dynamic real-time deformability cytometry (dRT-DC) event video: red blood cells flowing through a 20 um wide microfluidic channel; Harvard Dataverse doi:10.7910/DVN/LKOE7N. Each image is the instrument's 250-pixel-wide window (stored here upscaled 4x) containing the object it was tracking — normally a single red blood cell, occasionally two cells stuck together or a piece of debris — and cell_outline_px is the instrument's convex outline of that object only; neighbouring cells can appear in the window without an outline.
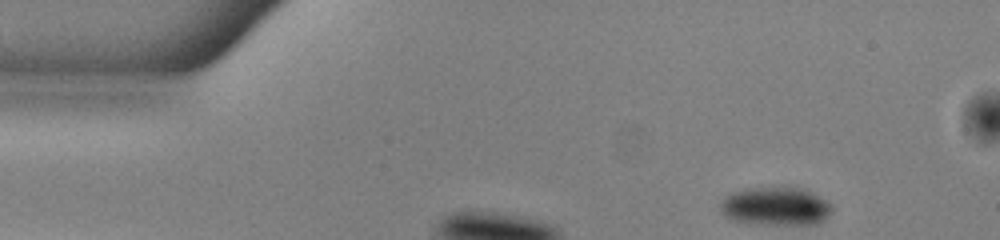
{"species": "common noctule bat (a hibernating species)", "species_latin": "Nyctalus noctula", "temperature_condition": "warm", "stored_images_in_passage": 47, "camera_frame_rate_fps": 3000, "um_per_image_px": 0.085, "animal": {"sex": "male", "body_mass_g": 13.0, "forearm_length_mm": 53.1}, "frame": {"image": 1, "passage_image": 1, "time_ms": 0.0, "image_size_px": [1000, 240], "cell_outline_px": [[832, 212], [820, 224], [764, 224], [732, 220], [724, 216], [720, 212], [720, 204], [724, 196], [728, 192], [744, 188], [772, 184], [796, 184], [808, 188], [828, 200], [832, 204]], "centroid_in_image_um": [65.96, 17.44], "position_along_channel_um": 19.0, "area_um2": 26.76}}
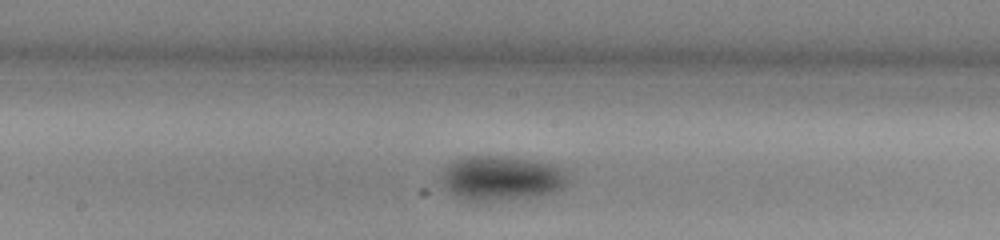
{"frame": {"image": 2, "passage_image": 22, "time_ms": 7.0, "image_size_px": [1000, 240], "cell_outline_px": [[568, 180], [560, 188], [552, 192], [540, 196], [488, 200], [464, 200], [456, 196], [444, 184], [444, 168], [448, 164], [464, 156], [508, 156], [548, 164], [560, 168]], "centroid_in_image_um": [42.59, 15.13], "position_along_channel_um": 205.6, "area_um2": 31.85}}
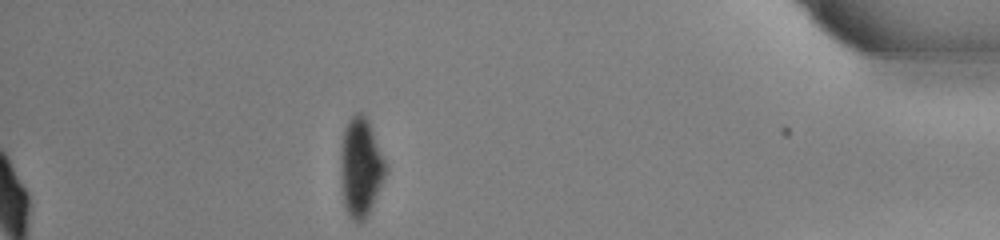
{"frame": {"image": 3, "passage_image": 41, "time_ms": 13.333, "image_size_px": [1000, 240], "cell_outline_px": [[384, 176], [368, 216], [360, 224], [356, 224], [348, 216], [344, 208], [340, 176], [340, 148], [344, 128], [348, 120], [356, 112], [360, 112], [368, 120], [384, 160]], "centroid_in_image_um": [30.59, 14.27], "position_along_channel_um": 404.6, "area_um2": 25.84}, "authors_computed_cell_mechanics": {"area_um2": 28.8422, "velocity_mm_per_s": 3.9596, "shape_relaxation_time_tau1_ms": 6.1018, "shape_relaxation_time_tau2_ms": null, "deformation_change_tau1": 0.1227, "deformation_change_tau2": null}}